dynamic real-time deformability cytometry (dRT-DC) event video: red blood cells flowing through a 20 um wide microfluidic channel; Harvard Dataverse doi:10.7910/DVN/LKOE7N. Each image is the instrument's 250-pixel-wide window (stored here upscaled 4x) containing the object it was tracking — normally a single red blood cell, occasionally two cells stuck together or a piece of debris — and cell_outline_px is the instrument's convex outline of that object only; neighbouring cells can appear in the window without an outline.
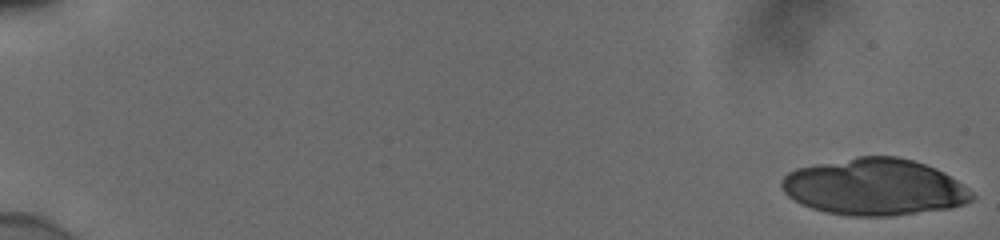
{"species": "human", "species_latin": "Homo sapiens", "temperature_condition": "cold", "stored_images_in_passage": 21, "camera_frame_rate_fps": 3000, "um_per_image_px": 0.085, "donor": {"sex": "male"}, "frame": {"image": 1, "passage_image": 1, "time_ms": 0.0, "image_size_px": [1000, 240], "cell_outline_px": [[976, 196], [972, 200], [964, 204], [952, 208], [892, 216], [848, 216], [824, 212], [800, 204], [788, 196], [784, 192], [780, 184], [780, 180], [788, 172], [796, 168], [856, 156], [896, 156], [912, 160], [936, 168], [944, 172], [968, 188]], "centroid_in_image_um": [74.32, 15.9], "position_along_channel_um": 10.7, "area_um2": 63.23}}